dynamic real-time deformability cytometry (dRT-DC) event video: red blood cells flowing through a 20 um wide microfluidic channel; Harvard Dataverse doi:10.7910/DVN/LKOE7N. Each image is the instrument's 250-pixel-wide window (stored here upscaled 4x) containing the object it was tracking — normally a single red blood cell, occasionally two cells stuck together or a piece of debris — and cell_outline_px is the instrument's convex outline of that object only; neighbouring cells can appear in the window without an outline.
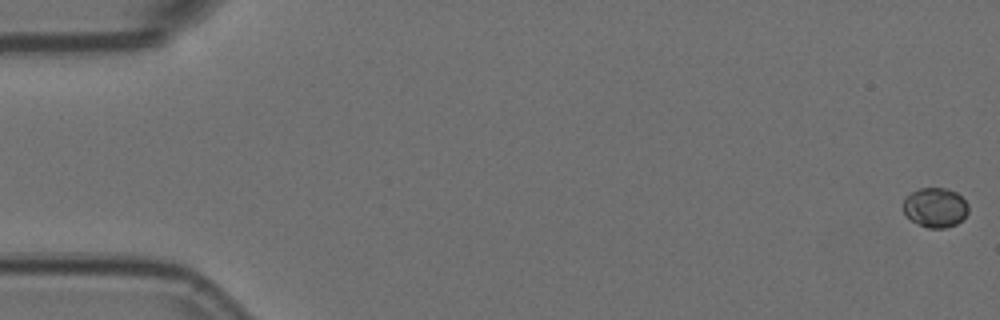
{"species": "Egyptian fruit bat (a non-hibernating species)", "species_latin": "Rousettus aegyptiacus", "temperature_condition": "room temperature", "stored_images_in_passage": 14, "camera_frame_rate_fps": 3000, "um_per_image_px": 0.085, "animal": {"sex": "female"}, "frame": {"image": 1, "passage_image": 1, "time_ms": 0.0, "image_size_px": [1000, 320], "cell_outline_px": [[968, 212], [956, 224], [944, 228], [928, 228], [916, 224], [904, 212], [904, 200], [912, 192], [920, 188], [948, 188], [956, 192], [968, 204]], "centroid_in_image_um": [79.5, 17.64], "position_along_channel_um": 5.5, "area_um2": 14.85}}